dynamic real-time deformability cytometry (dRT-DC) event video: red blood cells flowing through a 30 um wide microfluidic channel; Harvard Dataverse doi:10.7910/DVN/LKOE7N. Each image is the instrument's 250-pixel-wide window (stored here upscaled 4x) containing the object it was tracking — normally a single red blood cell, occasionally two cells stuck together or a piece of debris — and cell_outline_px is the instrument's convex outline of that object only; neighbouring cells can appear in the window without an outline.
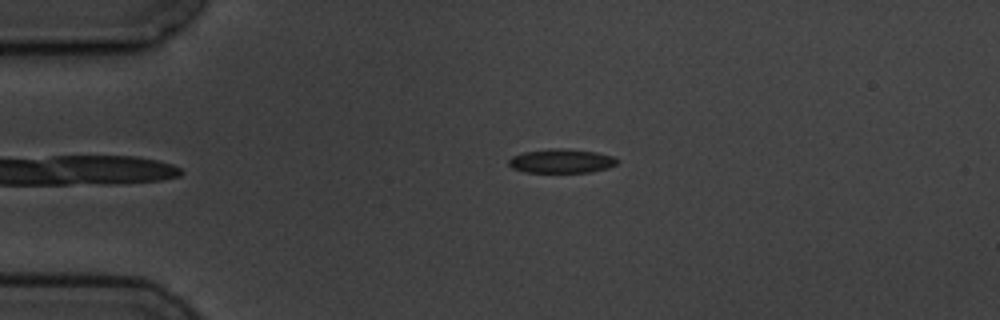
{"species": "common noctule bat (a hibernating species)", "species_latin": "Nyctalus noctula", "temperature_condition": "cold", "stored_images_in_passage": 5, "camera_frame_rate_fps": 3000, "um_per_image_px": 0.085, "animal": {"sex": "male", "body_mass_g": 19.5, "forearm_length_mm": 54.6}, "frame": {"image": 1, "passage_image": 5, "time_ms": 4.667, "image_size_px": [1000, 320], "cell_outline_px": [[620, 160], [616, 164], [608, 168], [592, 172], [524, 172], [512, 168], [508, 164], [508, 160], [512, 156], [524, 152], [548, 148], [564, 148], [596, 152], [612, 156]], "centroid_in_image_um": [47.71, 13.68], "position_along_channel_um": 37.3, "area_um2": 15.32}}